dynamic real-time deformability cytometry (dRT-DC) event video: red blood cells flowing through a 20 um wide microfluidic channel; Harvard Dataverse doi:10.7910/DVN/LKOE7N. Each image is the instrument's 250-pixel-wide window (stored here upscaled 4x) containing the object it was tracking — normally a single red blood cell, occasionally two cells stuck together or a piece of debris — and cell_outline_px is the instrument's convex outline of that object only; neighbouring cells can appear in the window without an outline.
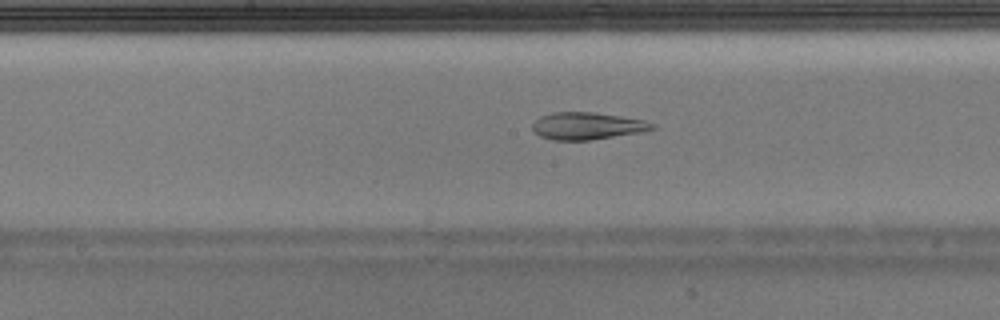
{"species": "Egyptian fruit bat (a non-hibernating species)", "species_latin": "Rousettus aegyptiacus", "temperature_condition": "warm", "stored_images_in_passage": 41, "camera_frame_rate_fps": 3000, "um_per_image_px": 0.085, "animal": {"sex": "male"}, "frame": {"image": 1, "passage_image": 21, "time_ms": 6.667, "image_size_px": [1000, 320], "cell_outline_px": [[656, 128], [640, 132], [588, 140], [552, 140], [540, 136], [532, 128], [532, 124], [540, 116], [556, 112], [592, 112], [620, 116], [644, 120], [656, 124]], "centroid_in_image_um": [49.91, 10.7], "position_along_channel_um": 198.3, "area_um2": 18.79}}
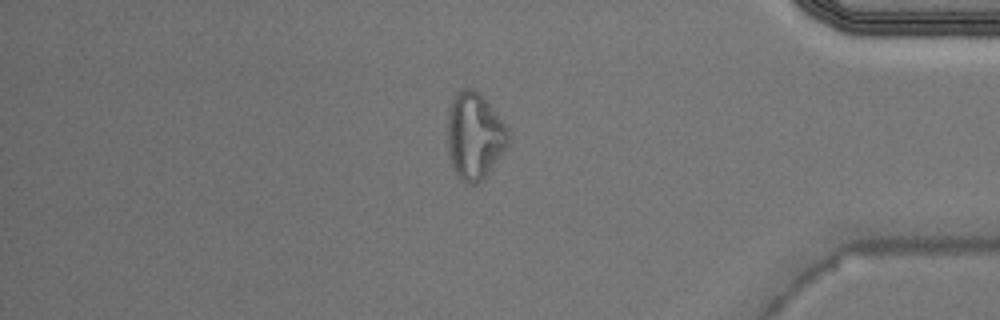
{"frame": {"image": 2, "passage_image": 35, "time_ms": 11.333, "image_size_px": [1000, 320], "cell_outline_px": [[512, 136], [508, 144], [492, 168], [476, 184], [468, 184], [460, 180], [456, 176], [452, 168], [448, 152], [448, 112], [452, 100], [456, 92], [464, 88], [472, 88], [488, 104], [508, 128]], "centroid_in_image_um": [40.32, 11.59], "position_along_channel_um": 394.9, "area_um2": 30.52}}
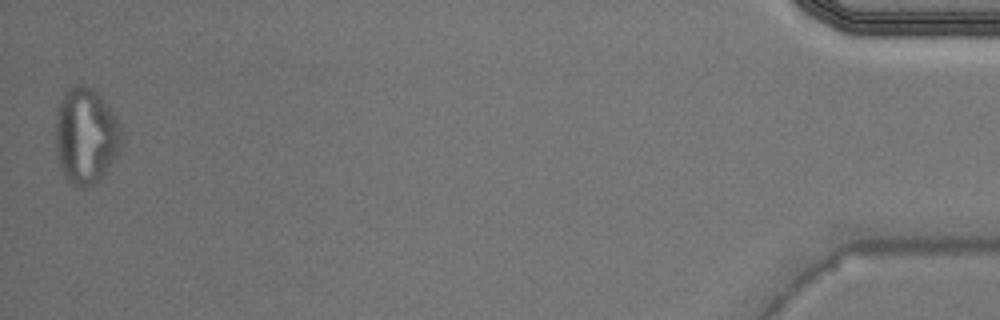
{"frame": {"image": 3, "passage_image": 41, "time_ms": 13.333, "image_size_px": [1000, 320], "cell_outline_px": [[124, 140], [116, 156], [100, 180], [84, 188], [76, 188], [64, 176], [56, 156], [56, 108], [64, 92], [76, 84], [84, 84], [96, 92], [112, 108], [120, 128]], "centroid_in_image_um": [7.29, 11.55], "position_along_channel_um": 427.9, "area_um2": 37.34}}